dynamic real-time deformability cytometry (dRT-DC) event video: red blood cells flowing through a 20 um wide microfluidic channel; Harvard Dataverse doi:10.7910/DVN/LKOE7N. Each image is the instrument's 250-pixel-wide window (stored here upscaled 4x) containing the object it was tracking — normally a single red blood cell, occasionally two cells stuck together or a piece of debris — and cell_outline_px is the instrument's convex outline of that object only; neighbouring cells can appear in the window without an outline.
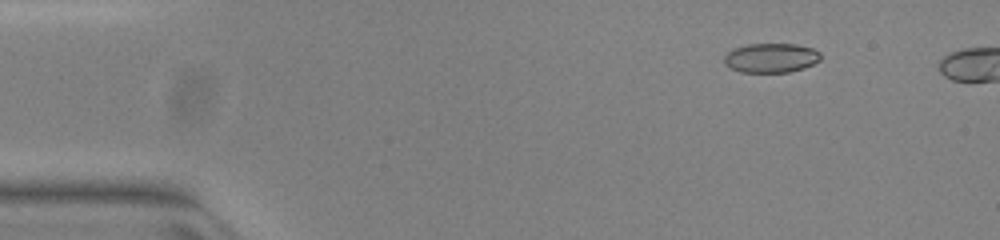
{"species": "common noctule bat (a hibernating species)", "species_latin": "Nyctalus noctula", "temperature_condition": "warm", "stored_images_in_passage": 4, "camera_frame_rate_fps": 3000, "um_per_image_px": 0.085, "animal": {"sex": "female", "body_mass_g": 23.0, "forearm_length_mm": 53.4}, "frame": {"image": 1, "passage_image": 1, "time_ms": 0.0, "image_size_px": [1000, 240], "cell_outline_px": [[820, 60], [804, 68], [788, 72], [740, 72], [728, 68], [724, 64], [724, 56], [732, 48], [748, 44], [796, 44], [812, 48], [820, 52]], "centroid_in_image_um": [65.5, 4.92], "position_along_channel_um": 19.5, "area_um2": 16.65}}